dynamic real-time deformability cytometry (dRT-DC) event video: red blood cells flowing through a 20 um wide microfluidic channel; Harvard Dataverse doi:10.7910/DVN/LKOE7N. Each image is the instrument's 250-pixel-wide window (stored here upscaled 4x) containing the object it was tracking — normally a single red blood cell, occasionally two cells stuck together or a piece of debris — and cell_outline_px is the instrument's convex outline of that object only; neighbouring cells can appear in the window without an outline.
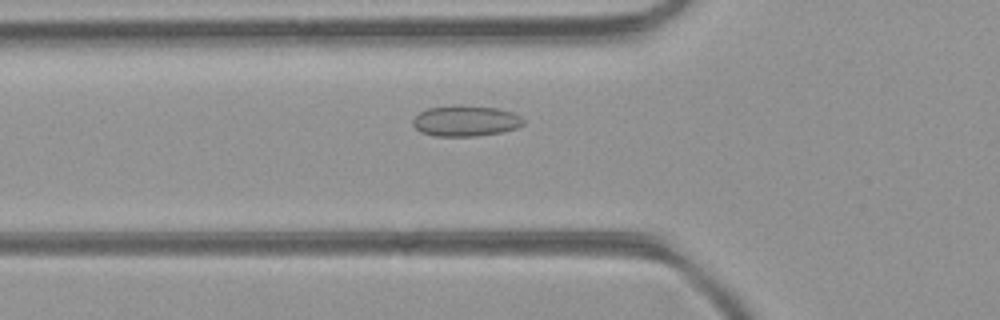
{"species": "common noctule bat (a hibernating species)", "species_latin": "Nyctalus noctula", "temperature_condition": "room temperature", "stored_images_in_passage": 45, "camera_frame_rate_fps": 3000, "um_per_image_px": 0.085, "animal": {"sex": "female", "body_mass_g": 21.9}, "frame": {"image": 1, "passage_image": 15, "time_ms": 4.667, "image_size_px": [1000, 320], "cell_outline_px": [[524, 124], [516, 128], [500, 132], [476, 136], [436, 136], [420, 132], [412, 124], [412, 120], [420, 112], [428, 108], [456, 104], [460, 104], [496, 108], [512, 112], [520, 116], [524, 120]], "centroid_in_image_um": [39.56, 10.26], "position_along_channel_um": 86.2, "area_um2": 19.94}}
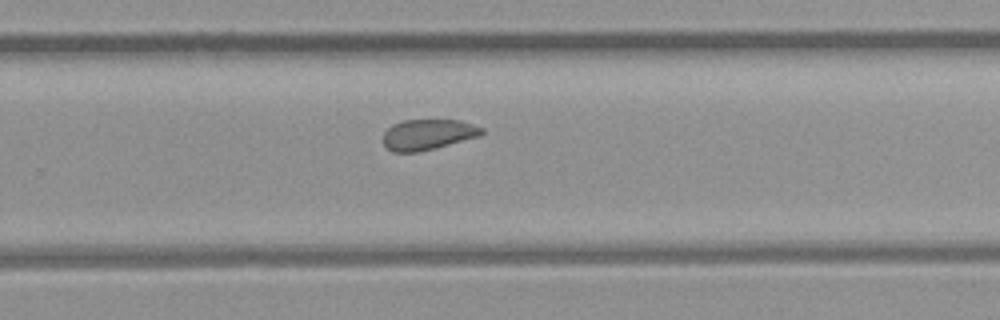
{"frame": {"image": 2, "passage_image": 29, "time_ms": 9.333, "image_size_px": [1000, 320], "cell_outline_px": [[484, 132], [480, 136], [436, 148], [420, 152], [392, 152], [384, 144], [384, 132], [392, 124], [404, 120], [460, 120], [484, 128]], "centroid_in_image_um": [36.39, 11.43], "position_along_channel_um": 293.4, "area_um2": 17.63}}
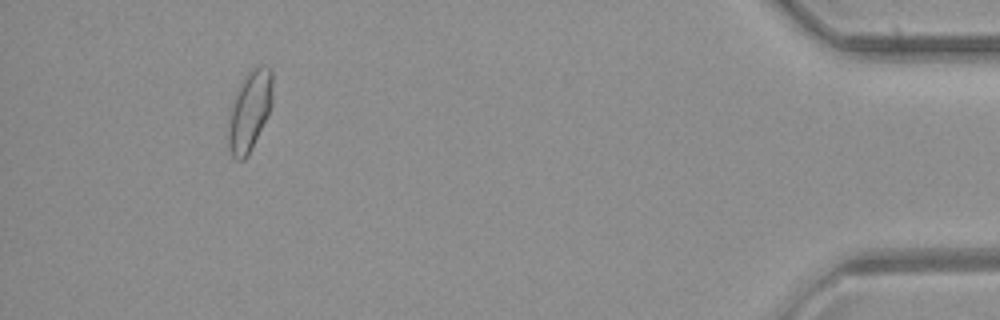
{"frame": {"image": 3, "passage_image": 42, "time_ms": 13.667, "image_size_px": [1000, 320], "cell_outline_px": [[272, 104], [268, 116], [248, 156], [244, 160], [236, 160], [232, 156], [228, 144], [228, 128], [232, 100], [240, 84], [248, 72], [252, 68], [260, 64], [264, 64], [272, 68]], "centroid_in_image_um": [21.23, 9.41], "position_along_channel_um": 414.0, "area_um2": 20.92}, "authors_computed_cell_mechanics": {"area_um2": 19.074, "velocity_mm_per_s": 4.437, "shape_relaxation_time_tau1_ms": null, "shape_relaxation_time_tau2_ms": 1.9777, "deformation_change_tau1": null, "deformation_change_tau2": 0.0759}}